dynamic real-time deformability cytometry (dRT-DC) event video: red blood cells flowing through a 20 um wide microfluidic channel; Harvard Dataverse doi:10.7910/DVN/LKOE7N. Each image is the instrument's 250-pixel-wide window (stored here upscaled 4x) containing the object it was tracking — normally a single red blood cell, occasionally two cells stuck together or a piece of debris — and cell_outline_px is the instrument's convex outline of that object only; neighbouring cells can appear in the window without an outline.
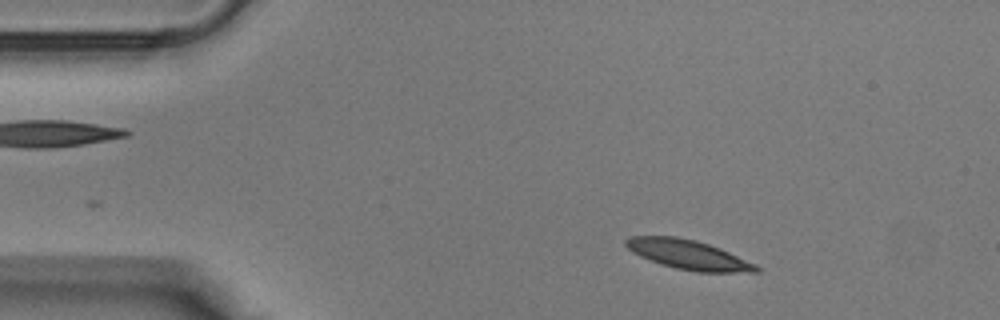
{"species": "Egyptian fruit bat (a non-hibernating species)", "species_latin": "Rousettus aegyptiacus", "temperature_condition": "warm", "stored_images_in_passage": 35, "camera_frame_rate_fps": 3000, "um_per_image_px": 0.085, "animal": {"sex": "male"}, "frame": {"image": 1, "passage_image": 2, "time_ms": 0.333, "image_size_px": [1000, 320], "cell_outline_px": [[760, 272], [696, 272], [676, 268], [660, 264], [640, 256], [632, 252], [624, 244], [624, 240], [628, 236], [676, 236], [696, 240], [720, 248], [756, 264], [760, 268]], "centroid_in_image_um": [58.49, 21.64], "position_along_channel_um": 26.5, "area_um2": 22.43}}
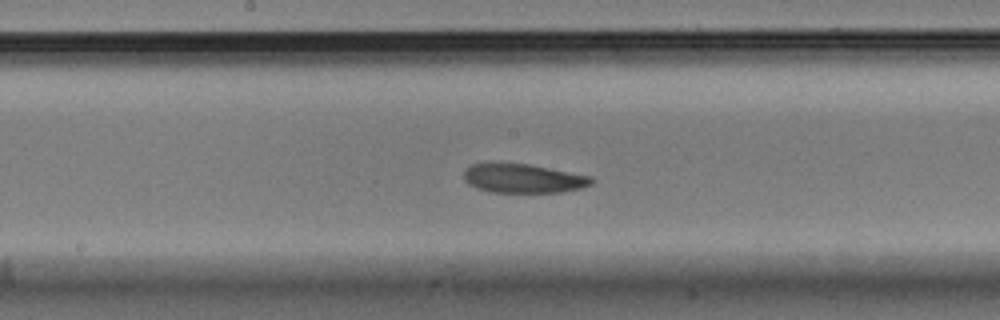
{"frame": {"image": 2, "passage_image": 16, "time_ms": 5.0, "image_size_px": [1000, 320], "cell_outline_px": [[596, 180], [592, 184], [580, 188], [560, 192], [488, 192], [476, 188], [468, 184], [464, 180], [464, 172], [472, 164], [492, 160], [528, 164], [592, 176]], "centroid_in_image_um": [44.42, 15.13], "position_along_channel_um": 203.8, "area_um2": 22.2}}
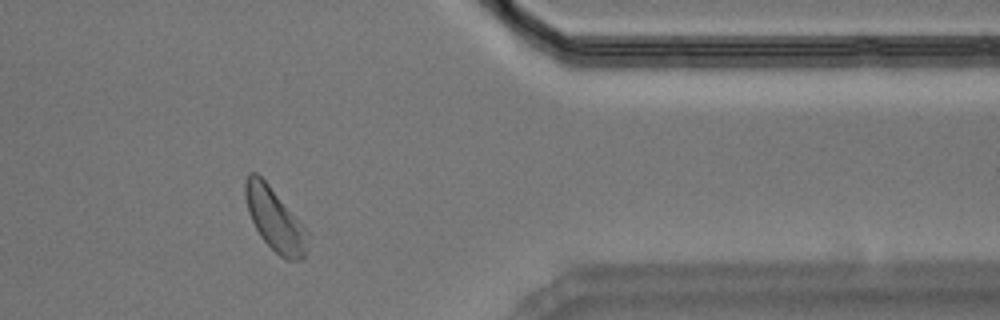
{"frame": {"image": 3, "passage_image": 28, "time_ms": 9.0, "image_size_px": [1000, 320], "cell_outline_px": [[308, 236], [304, 256], [300, 260], [288, 260], [280, 256], [260, 236], [248, 212], [244, 196], [244, 180], [248, 172], [256, 172], [268, 184], [304, 224], [308, 232]], "centroid_in_image_um": [23.34, 18.61], "position_along_channel_um": 388.1, "area_um2": 22.77}}